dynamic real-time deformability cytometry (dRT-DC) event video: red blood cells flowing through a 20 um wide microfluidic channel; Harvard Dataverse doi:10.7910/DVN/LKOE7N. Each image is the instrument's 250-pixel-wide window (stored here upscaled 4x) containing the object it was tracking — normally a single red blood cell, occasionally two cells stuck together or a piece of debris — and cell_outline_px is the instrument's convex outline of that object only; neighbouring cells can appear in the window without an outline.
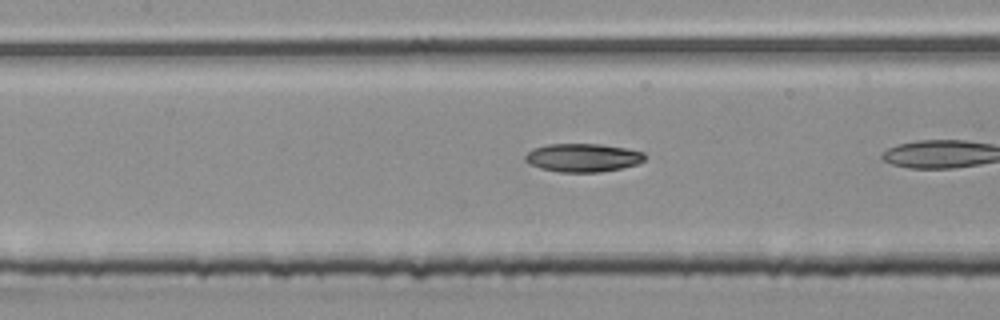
{"species": "common noctule bat (a hibernating species)", "species_latin": "Nyctalus noctula", "temperature_condition": "room temperature", "stored_images_in_passage": 22, "camera_frame_rate_fps": 3000, "um_per_image_px": 0.085, "animal": {"sex": "male", "body_mass_g": 20.4}, "frame": {"image": 1, "passage_image": 16, "time_ms": 5.0, "image_size_px": [1000, 320], "cell_outline_px": [[644, 160], [636, 164], [620, 168], [600, 172], [556, 172], [540, 168], [528, 164], [524, 160], [524, 156], [532, 148], [548, 144], [600, 144], [628, 148], [644, 152]], "centroid_in_image_um": [49.5, 13.4], "position_along_channel_um": 157.9, "area_um2": 19.88}}
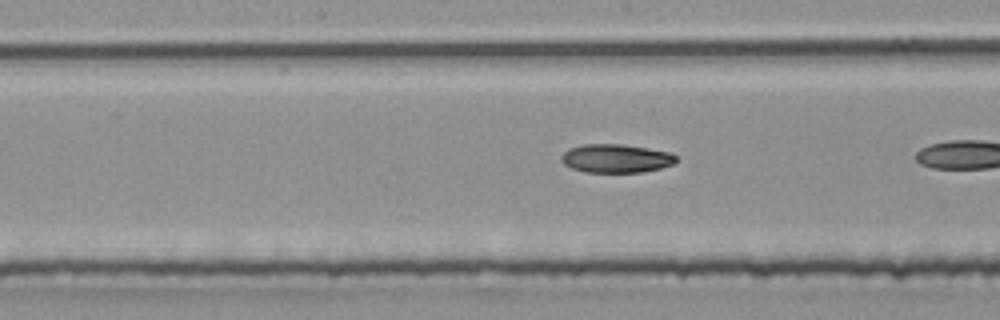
{"frame": {"image": 2, "passage_image": 19, "time_ms": 6.0, "image_size_px": [1000, 320], "cell_outline_px": [[676, 160], [672, 164], [660, 168], [644, 172], [584, 172], [572, 168], [564, 164], [560, 160], [560, 156], [568, 148], [584, 144], [620, 144], [648, 148], [672, 152], [676, 156]], "centroid_in_image_um": [52.34, 13.46], "position_along_channel_um": 195.9, "area_um2": 19.19}}